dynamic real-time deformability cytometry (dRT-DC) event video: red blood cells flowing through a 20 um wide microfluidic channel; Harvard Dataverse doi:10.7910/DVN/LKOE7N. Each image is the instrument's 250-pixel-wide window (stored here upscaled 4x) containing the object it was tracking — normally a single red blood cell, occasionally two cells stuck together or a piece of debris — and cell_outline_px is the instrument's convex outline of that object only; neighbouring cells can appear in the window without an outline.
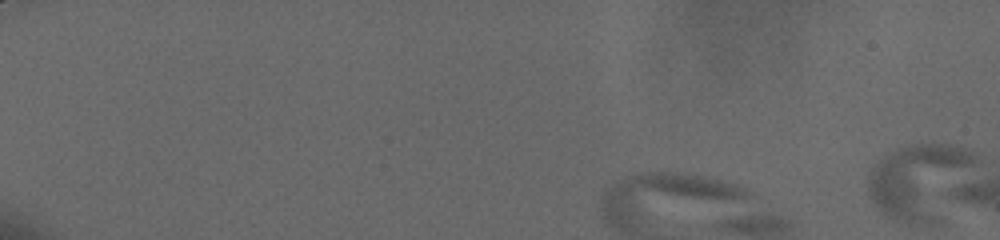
{"species": "human", "species_latin": "Homo sapiens", "temperature_condition": "cold", "stored_images_in_passage": 4, "camera_frame_rate_fps": 3000, "um_per_image_px": 0.085, "donor": {"sex": "male"}, "frame": {"image": 1, "passage_image": 1, "time_ms": 0.0, "image_size_px": [1000, 240], "cell_outline_px": [[984, 160], [924, 220], [900, 220], [884, 212], [872, 200], [868, 192], [868, 176], [872, 164], [888, 152], [896, 148], [912, 144], [948, 144], [964, 148], [976, 152]], "centroid_in_image_um": [78.11, 15.14], "position_along_channel_um": 6.9, "area_um2": 43.93}}